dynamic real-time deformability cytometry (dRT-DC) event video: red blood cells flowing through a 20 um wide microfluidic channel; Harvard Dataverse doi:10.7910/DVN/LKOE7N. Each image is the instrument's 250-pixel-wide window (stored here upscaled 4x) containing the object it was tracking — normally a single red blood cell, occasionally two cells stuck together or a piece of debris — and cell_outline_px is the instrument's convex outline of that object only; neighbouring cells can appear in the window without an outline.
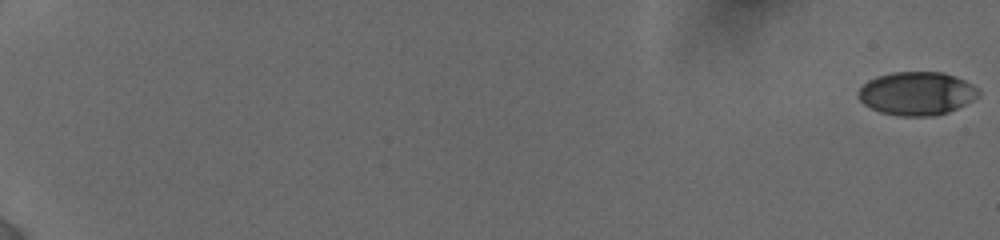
{"species": "human", "species_latin": "Homo sapiens", "temperature_condition": "cold", "stored_images_in_passage": 57, "camera_frame_rate_fps": 3000, "um_per_image_px": 0.085, "donor": {"sex": "female"}, "frame": {"image": 1, "passage_image": 1, "time_ms": 0.0, "image_size_px": [1000, 240], "cell_outline_px": [[980, 96], [948, 112], [932, 116], [900, 116], [880, 112], [864, 104], [856, 96], [860, 88], [868, 80], [876, 76], [892, 72], [944, 72], [956, 76], [980, 88]], "centroid_in_image_um": [77.93, 7.93], "position_along_channel_um": 7.1, "area_um2": 30.52}}
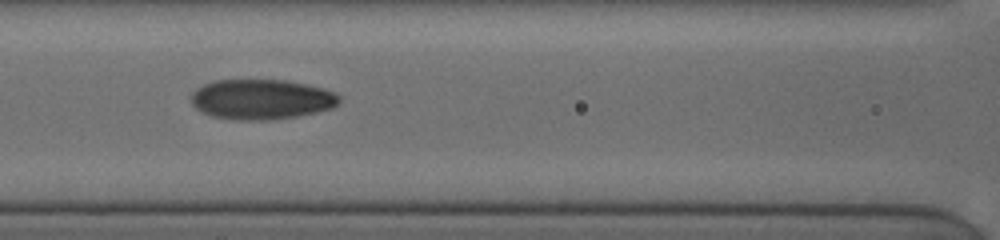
{"frame": {"image": 2, "passage_image": 31, "time_ms": 9.667, "image_size_px": [1000, 240], "cell_outline_px": [[340, 100], [332, 108], [316, 112], [296, 116], [272, 120], [236, 120], [212, 116], [196, 108], [192, 104], [192, 92], [196, 88], [204, 84], [216, 80], [284, 80], [324, 88], [336, 92], [340, 96]], "centroid_in_image_um": [22.23, 8.44], "position_along_channel_um": 144.4, "area_um2": 34.56}}
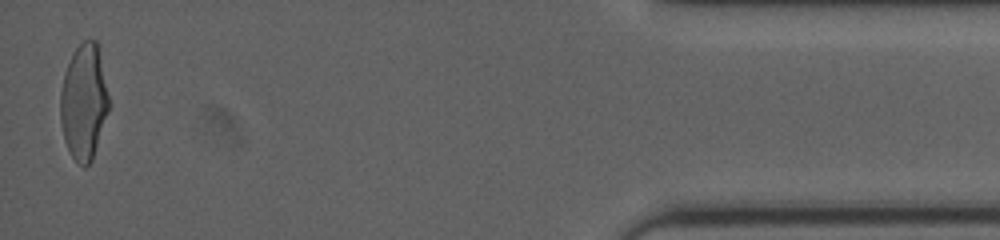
{"frame": {"image": 3, "passage_image": 57, "time_ms": 18.667, "image_size_px": [1000, 240], "cell_outline_px": [[108, 112], [92, 160], [84, 168], [72, 156], [64, 140], [60, 120], [60, 92], [64, 76], [68, 64], [76, 48], [84, 40], [96, 40], [108, 96]], "centroid_in_image_um": [7.11, 8.7], "position_along_channel_um": 428.1, "area_um2": 31.96}, "authors_computed_cell_mechanics": {"area_um2": 32.368, "velocity_mm_per_s": 3.8622, "shape_relaxation_time_tau1_ms": 3.8477, "shape_relaxation_time_tau2_ms": 1.4141, "deformation_change_tau1": 0.1619, "deformation_change_tau2": 0.0588}}